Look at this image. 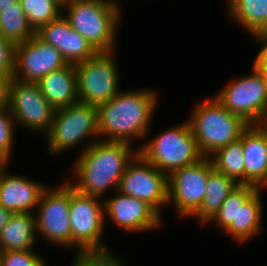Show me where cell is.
I'll use <instances>...</instances> for the list:
<instances>
[{
	"instance_id": "cell-1",
	"label": "cell",
	"mask_w": 267,
	"mask_h": 266,
	"mask_svg": "<svg viewBox=\"0 0 267 266\" xmlns=\"http://www.w3.org/2000/svg\"><path fill=\"white\" fill-rule=\"evenodd\" d=\"M160 98L154 87L121 89L108 102L99 104L97 118L100 140L143 144L141 142L152 131L150 129L158 111L157 105L161 103Z\"/></svg>"
},
{
	"instance_id": "cell-2",
	"label": "cell",
	"mask_w": 267,
	"mask_h": 266,
	"mask_svg": "<svg viewBox=\"0 0 267 266\" xmlns=\"http://www.w3.org/2000/svg\"><path fill=\"white\" fill-rule=\"evenodd\" d=\"M134 146L99 139L75 157L69 177L64 175V179L79 193L104 200L106 193L118 189L128 163L138 153Z\"/></svg>"
},
{
	"instance_id": "cell-3",
	"label": "cell",
	"mask_w": 267,
	"mask_h": 266,
	"mask_svg": "<svg viewBox=\"0 0 267 266\" xmlns=\"http://www.w3.org/2000/svg\"><path fill=\"white\" fill-rule=\"evenodd\" d=\"M123 10L106 0H70L62 14L96 52H111L118 49Z\"/></svg>"
},
{
	"instance_id": "cell-4",
	"label": "cell",
	"mask_w": 267,
	"mask_h": 266,
	"mask_svg": "<svg viewBox=\"0 0 267 266\" xmlns=\"http://www.w3.org/2000/svg\"><path fill=\"white\" fill-rule=\"evenodd\" d=\"M262 194L263 189L256 186L238 185L205 225L212 224L222 230L236 245L248 244L265 227Z\"/></svg>"
},
{
	"instance_id": "cell-5",
	"label": "cell",
	"mask_w": 267,
	"mask_h": 266,
	"mask_svg": "<svg viewBox=\"0 0 267 266\" xmlns=\"http://www.w3.org/2000/svg\"><path fill=\"white\" fill-rule=\"evenodd\" d=\"M188 122L197 146L204 157L240 139L249 126L238 115L232 114L214 96L196 101Z\"/></svg>"
},
{
	"instance_id": "cell-6",
	"label": "cell",
	"mask_w": 267,
	"mask_h": 266,
	"mask_svg": "<svg viewBox=\"0 0 267 266\" xmlns=\"http://www.w3.org/2000/svg\"><path fill=\"white\" fill-rule=\"evenodd\" d=\"M43 139L47 155L54 158L74 147L81 146L77 155L82 153L100 139L97 106L77 102L55 109L51 127Z\"/></svg>"
},
{
	"instance_id": "cell-7",
	"label": "cell",
	"mask_w": 267,
	"mask_h": 266,
	"mask_svg": "<svg viewBox=\"0 0 267 266\" xmlns=\"http://www.w3.org/2000/svg\"><path fill=\"white\" fill-rule=\"evenodd\" d=\"M156 134L153 138L147 135L143 144L138 146V153L167 176L175 169L192 165L204 157L187 118Z\"/></svg>"
},
{
	"instance_id": "cell-8",
	"label": "cell",
	"mask_w": 267,
	"mask_h": 266,
	"mask_svg": "<svg viewBox=\"0 0 267 266\" xmlns=\"http://www.w3.org/2000/svg\"><path fill=\"white\" fill-rule=\"evenodd\" d=\"M69 214L74 254L113 251L104 240L106 223L102 199L81 194L71 186Z\"/></svg>"
},
{
	"instance_id": "cell-9",
	"label": "cell",
	"mask_w": 267,
	"mask_h": 266,
	"mask_svg": "<svg viewBox=\"0 0 267 266\" xmlns=\"http://www.w3.org/2000/svg\"><path fill=\"white\" fill-rule=\"evenodd\" d=\"M251 64L249 74L233 77L213 96L249 125L267 124V83L261 71Z\"/></svg>"
},
{
	"instance_id": "cell-10",
	"label": "cell",
	"mask_w": 267,
	"mask_h": 266,
	"mask_svg": "<svg viewBox=\"0 0 267 266\" xmlns=\"http://www.w3.org/2000/svg\"><path fill=\"white\" fill-rule=\"evenodd\" d=\"M53 186L48 185L43 191L34 211L37 240L41 237L49 245L72 250L69 214L71 185L64 179Z\"/></svg>"
},
{
	"instance_id": "cell-11",
	"label": "cell",
	"mask_w": 267,
	"mask_h": 266,
	"mask_svg": "<svg viewBox=\"0 0 267 266\" xmlns=\"http://www.w3.org/2000/svg\"><path fill=\"white\" fill-rule=\"evenodd\" d=\"M116 50L96 52L89 59L75 64L79 102L96 105L108 102L122 88Z\"/></svg>"
},
{
	"instance_id": "cell-12",
	"label": "cell",
	"mask_w": 267,
	"mask_h": 266,
	"mask_svg": "<svg viewBox=\"0 0 267 266\" xmlns=\"http://www.w3.org/2000/svg\"><path fill=\"white\" fill-rule=\"evenodd\" d=\"M6 103L17 129L20 126L24 132H37L43 137L47 134L55 108L43 96L37 83L9 79Z\"/></svg>"
},
{
	"instance_id": "cell-13",
	"label": "cell",
	"mask_w": 267,
	"mask_h": 266,
	"mask_svg": "<svg viewBox=\"0 0 267 266\" xmlns=\"http://www.w3.org/2000/svg\"><path fill=\"white\" fill-rule=\"evenodd\" d=\"M214 169L211 160L203 157L196 163L175 169L167 176L168 204L176 218H190L201 206L206 193L209 173Z\"/></svg>"
},
{
	"instance_id": "cell-14",
	"label": "cell",
	"mask_w": 267,
	"mask_h": 266,
	"mask_svg": "<svg viewBox=\"0 0 267 266\" xmlns=\"http://www.w3.org/2000/svg\"><path fill=\"white\" fill-rule=\"evenodd\" d=\"M117 191L141 199L162 218L168 204L167 175L149 163L140 153L128 163ZM163 214V215H162Z\"/></svg>"
},
{
	"instance_id": "cell-15",
	"label": "cell",
	"mask_w": 267,
	"mask_h": 266,
	"mask_svg": "<svg viewBox=\"0 0 267 266\" xmlns=\"http://www.w3.org/2000/svg\"><path fill=\"white\" fill-rule=\"evenodd\" d=\"M105 222L111 221L125 232L143 234L158 231L162 218L150 205L141 199L115 191L104 200ZM107 219V220H106ZM140 232V233H139Z\"/></svg>"
},
{
	"instance_id": "cell-16",
	"label": "cell",
	"mask_w": 267,
	"mask_h": 266,
	"mask_svg": "<svg viewBox=\"0 0 267 266\" xmlns=\"http://www.w3.org/2000/svg\"><path fill=\"white\" fill-rule=\"evenodd\" d=\"M66 65L60 51L35 34L28 41L15 46L13 78L22 82L37 83L50 72Z\"/></svg>"
},
{
	"instance_id": "cell-17",
	"label": "cell",
	"mask_w": 267,
	"mask_h": 266,
	"mask_svg": "<svg viewBox=\"0 0 267 266\" xmlns=\"http://www.w3.org/2000/svg\"><path fill=\"white\" fill-rule=\"evenodd\" d=\"M36 35L45 43L55 47L67 64H77L92 57L96 51L61 14L58 18L43 25Z\"/></svg>"
},
{
	"instance_id": "cell-18",
	"label": "cell",
	"mask_w": 267,
	"mask_h": 266,
	"mask_svg": "<svg viewBox=\"0 0 267 266\" xmlns=\"http://www.w3.org/2000/svg\"><path fill=\"white\" fill-rule=\"evenodd\" d=\"M13 173L7 167L0 177V205L11 213H34L48 185L23 173Z\"/></svg>"
},
{
	"instance_id": "cell-19",
	"label": "cell",
	"mask_w": 267,
	"mask_h": 266,
	"mask_svg": "<svg viewBox=\"0 0 267 266\" xmlns=\"http://www.w3.org/2000/svg\"><path fill=\"white\" fill-rule=\"evenodd\" d=\"M245 185L267 189V124L249 125L241 134Z\"/></svg>"
},
{
	"instance_id": "cell-20",
	"label": "cell",
	"mask_w": 267,
	"mask_h": 266,
	"mask_svg": "<svg viewBox=\"0 0 267 266\" xmlns=\"http://www.w3.org/2000/svg\"><path fill=\"white\" fill-rule=\"evenodd\" d=\"M37 84L43 96L55 109L79 102L74 64H67L61 69L50 72Z\"/></svg>"
},
{
	"instance_id": "cell-21",
	"label": "cell",
	"mask_w": 267,
	"mask_h": 266,
	"mask_svg": "<svg viewBox=\"0 0 267 266\" xmlns=\"http://www.w3.org/2000/svg\"><path fill=\"white\" fill-rule=\"evenodd\" d=\"M37 242L33 212L13 213L0 232V252L33 250Z\"/></svg>"
},
{
	"instance_id": "cell-22",
	"label": "cell",
	"mask_w": 267,
	"mask_h": 266,
	"mask_svg": "<svg viewBox=\"0 0 267 266\" xmlns=\"http://www.w3.org/2000/svg\"><path fill=\"white\" fill-rule=\"evenodd\" d=\"M238 185L233 179L213 169L209 173L206 193L201 206L190 218H195L199 226H204Z\"/></svg>"
},
{
	"instance_id": "cell-23",
	"label": "cell",
	"mask_w": 267,
	"mask_h": 266,
	"mask_svg": "<svg viewBox=\"0 0 267 266\" xmlns=\"http://www.w3.org/2000/svg\"><path fill=\"white\" fill-rule=\"evenodd\" d=\"M227 15L252 37L267 23V0H225Z\"/></svg>"
},
{
	"instance_id": "cell-24",
	"label": "cell",
	"mask_w": 267,
	"mask_h": 266,
	"mask_svg": "<svg viewBox=\"0 0 267 266\" xmlns=\"http://www.w3.org/2000/svg\"><path fill=\"white\" fill-rule=\"evenodd\" d=\"M35 34L19 0L0 10V35L4 39L17 45L28 41Z\"/></svg>"
},
{
	"instance_id": "cell-25",
	"label": "cell",
	"mask_w": 267,
	"mask_h": 266,
	"mask_svg": "<svg viewBox=\"0 0 267 266\" xmlns=\"http://www.w3.org/2000/svg\"><path fill=\"white\" fill-rule=\"evenodd\" d=\"M208 158L216 171L225 174L239 185H245L243 147L240 140L217 149Z\"/></svg>"
},
{
	"instance_id": "cell-26",
	"label": "cell",
	"mask_w": 267,
	"mask_h": 266,
	"mask_svg": "<svg viewBox=\"0 0 267 266\" xmlns=\"http://www.w3.org/2000/svg\"><path fill=\"white\" fill-rule=\"evenodd\" d=\"M19 1L29 25L35 32L62 14V6L54 0Z\"/></svg>"
},
{
	"instance_id": "cell-27",
	"label": "cell",
	"mask_w": 267,
	"mask_h": 266,
	"mask_svg": "<svg viewBox=\"0 0 267 266\" xmlns=\"http://www.w3.org/2000/svg\"><path fill=\"white\" fill-rule=\"evenodd\" d=\"M16 130V124L6 103L0 107V158L9 163L13 161Z\"/></svg>"
},
{
	"instance_id": "cell-28",
	"label": "cell",
	"mask_w": 267,
	"mask_h": 266,
	"mask_svg": "<svg viewBox=\"0 0 267 266\" xmlns=\"http://www.w3.org/2000/svg\"><path fill=\"white\" fill-rule=\"evenodd\" d=\"M47 263L35 249L0 252V266H48Z\"/></svg>"
},
{
	"instance_id": "cell-29",
	"label": "cell",
	"mask_w": 267,
	"mask_h": 266,
	"mask_svg": "<svg viewBox=\"0 0 267 266\" xmlns=\"http://www.w3.org/2000/svg\"><path fill=\"white\" fill-rule=\"evenodd\" d=\"M15 44L0 35V74L8 80L13 78Z\"/></svg>"
},
{
	"instance_id": "cell-30",
	"label": "cell",
	"mask_w": 267,
	"mask_h": 266,
	"mask_svg": "<svg viewBox=\"0 0 267 266\" xmlns=\"http://www.w3.org/2000/svg\"><path fill=\"white\" fill-rule=\"evenodd\" d=\"M72 258L70 266H99V253H73Z\"/></svg>"
},
{
	"instance_id": "cell-31",
	"label": "cell",
	"mask_w": 267,
	"mask_h": 266,
	"mask_svg": "<svg viewBox=\"0 0 267 266\" xmlns=\"http://www.w3.org/2000/svg\"><path fill=\"white\" fill-rule=\"evenodd\" d=\"M122 259L115 251L99 253V266H127Z\"/></svg>"
},
{
	"instance_id": "cell-32",
	"label": "cell",
	"mask_w": 267,
	"mask_h": 266,
	"mask_svg": "<svg viewBox=\"0 0 267 266\" xmlns=\"http://www.w3.org/2000/svg\"><path fill=\"white\" fill-rule=\"evenodd\" d=\"M256 43L260 46L253 60V64L256 67H267V41H256Z\"/></svg>"
},
{
	"instance_id": "cell-33",
	"label": "cell",
	"mask_w": 267,
	"mask_h": 266,
	"mask_svg": "<svg viewBox=\"0 0 267 266\" xmlns=\"http://www.w3.org/2000/svg\"><path fill=\"white\" fill-rule=\"evenodd\" d=\"M8 79L0 74V107L6 104Z\"/></svg>"
},
{
	"instance_id": "cell-34",
	"label": "cell",
	"mask_w": 267,
	"mask_h": 266,
	"mask_svg": "<svg viewBox=\"0 0 267 266\" xmlns=\"http://www.w3.org/2000/svg\"><path fill=\"white\" fill-rule=\"evenodd\" d=\"M13 213L6 210L2 205H0V232L8 224V221Z\"/></svg>"
},
{
	"instance_id": "cell-35",
	"label": "cell",
	"mask_w": 267,
	"mask_h": 266,
	"mask_svg": "<svg viewBox=\"0 0 267 266\" xmlns=\"http://www.w3.org/2000/svg\"><path fill=\"white\" fill-rule=\"evenodd\" d=\"M252 38L256 41H267V23L257 34L253 35Z\"/></svg>"
},
{
	"instance_id": "cell-36",
	"label": "cell",
	"mask_w": 267,
	"mask_h": 266,
	"mask_svg": "<svg viewBox=\"0 0 267 266\" xmlns=\"http://www.w3.org/2000/svg\"><path fill=\"white\" fill-rule=\"evenodd\" d=\"M10 166V163L7 162L6 160L0 158V177L2 173L7 169V167Z\"/></svg>"
},
{
	"instance_id": "cell-37",
	"label": "cell",
	"mask_w": 267,
	"mask_h": 266,
	"mask_svg": "<svg viewBox=\"0 0 267 266\" xmlns=\"http://www.w3.org/2000/svg\"><path fill=\"white\" fill-rule=\"evenodd\" d=\"M16 0H0V10L4 7L11 6Z\"/></svg>"
},
{
	"instance_id": "cell-38",
	"label": "cell",
	"mask_w": 267,
	"mask_h": 266,
	"mask_svg": "<svg viewBox=\"0 0 267 266\" xmlns=\"http://www.w3.org/2000/svg\"><path fill=\"white\" fill-rule=\"evenodd\" d=\"M257 68L261 71V73L263 74L264 79L267 83V67H257Z\"/></svg>"
},
{
	"instance_id": "cell-39",
	"label": "cell",
	"mask_w": 267,
	"mask_h": 266,
	"mask_svg": "<svg viewBox=\"0 0 267 266\" xmlns=\"http://www.w3.org/2000/svg\"><path fill=\"white\" fill-rule=\"evenodd\" d=\"M106 1H108V2H110V3H112V4H114V5H116V6H118V7L123 9V6L120 3L121 0L120 1L119 0H106Z\"/></svg>"
},
{
	"instance_id": "cell-40",
	"label": "cell",
	"mask_w": 267,
	"mask_h": 266,
	"mask_svg": "<svg viewBox=\"0 0 267 266\" xmlns=\"http://www.w3.org/2000/svg\"><path fill=\"white\" fill-rule=\"evenodd\" d=\"M54 1H56L62 7H64L70 0H54Z\"/></svg>"
}]
</instances>
